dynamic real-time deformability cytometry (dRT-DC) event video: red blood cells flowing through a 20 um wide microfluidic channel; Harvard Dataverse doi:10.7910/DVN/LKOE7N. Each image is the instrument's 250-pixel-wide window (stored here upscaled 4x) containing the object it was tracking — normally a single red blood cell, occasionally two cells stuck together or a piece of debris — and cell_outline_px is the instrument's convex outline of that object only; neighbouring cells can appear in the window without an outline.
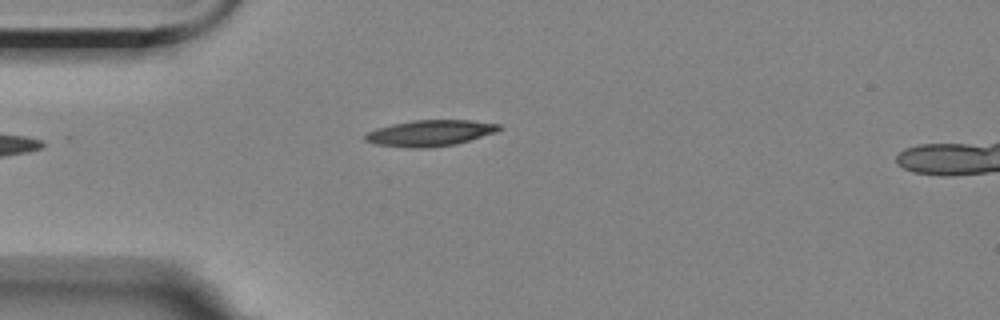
{"species": "Egyptian fruit bat (a non-hibernating species)", "species_latin": "Rousettus aegyptiacus", "temperature_condition": "room temperature", "stored_images_in_passage": 5, "camera_frame_rate_fps": 3000, "um_per_image_px": 0.085, "animal": {"sex": "female"}, "frame": {"image": 1, "passage_image": 5, "time_ms": 4.667, "image_size_px": [1000, 320], "cell_outline_px": [[504, 128], [496, 132], [456, 144], [428, 148], [412, 148], [376, 144], [364, 140], [364, 136], [368, 132], [376, 128], [392, 124], [412, 120], [472, 120], [500, 124]], "centroid_in_image_um": [36.58, 11.3], "position_along_channel_um": 48.4, "area_um2": 20.4}}